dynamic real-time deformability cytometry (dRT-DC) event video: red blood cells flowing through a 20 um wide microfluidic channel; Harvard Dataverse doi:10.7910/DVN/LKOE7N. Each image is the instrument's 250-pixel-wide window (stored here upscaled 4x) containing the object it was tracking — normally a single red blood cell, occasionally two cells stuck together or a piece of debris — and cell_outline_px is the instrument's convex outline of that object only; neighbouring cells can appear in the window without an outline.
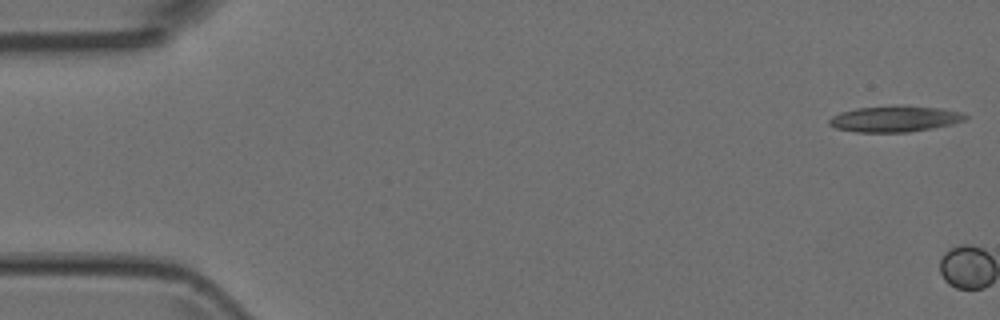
{"species": "Egyptian fruit bat (a non-hibernating species)", "species_latin": "Rousettus aegyptiacus", "temperature_condition": "room temperature", "stored_images_in_passage": 2, "camera_frame_rate_fps": 3000, "um_per_image_px": 0.085, "animal": {"sex": "female"}, "frame": {"image": 1, "passage_image": 1, "time_ms": 0.0, "image_size_px": [1000, 320], "cell_outline_px": [[968, 116], [964, 120], [952, 124], [932, 128], [908, 132], [856, 132], [836, 128], [828, 124], [828, 120], [832, 116], [840, 112], [856, 108], [900, 104], [940, 108], [964, 112]], "centroid_in_image_um": [76.06, 10.08], "position_along_channel_um": 8.9, "area_um2": 20.98}}